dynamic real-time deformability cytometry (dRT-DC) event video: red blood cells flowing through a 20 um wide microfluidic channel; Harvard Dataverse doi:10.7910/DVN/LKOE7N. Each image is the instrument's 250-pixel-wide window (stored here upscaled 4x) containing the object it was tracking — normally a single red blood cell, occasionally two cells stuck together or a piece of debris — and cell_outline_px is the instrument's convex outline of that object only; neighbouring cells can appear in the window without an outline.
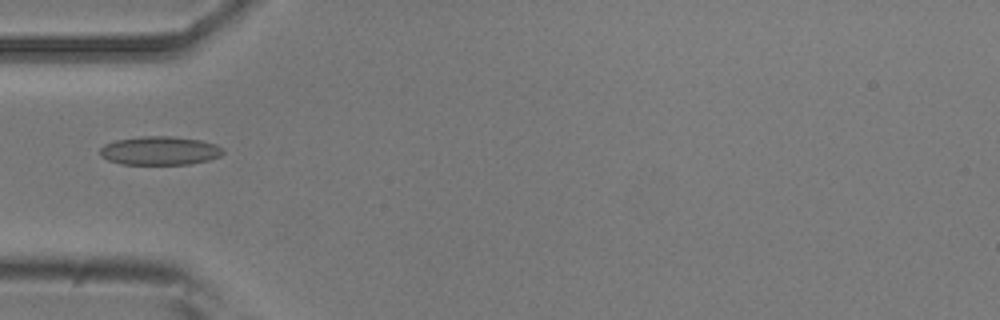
{"species": "common noctule bat (a hibernating species)", "species_latin": "Nyctalus noctula", "temperature_condition": "room temperature", "stored_images_in_passage": 31, "camera_frame_rate_fps": 3000, "um_per_image_px": 0.085, "animal": {"sex": "male", "body_mass_g": 20.5, "forearm_length_mm": 52.5}, "frame": {"image": 1, "passage_image": 1, "time_ms": 0.0, "image_size_px": [1000, 320], "cell_outline_px": [[224, 152], [220, 156], [208, 160], [188, 164], [120, 164], [108, 160], [100, 156], [100, 148], [104, 144], [116, 140], [140, 136], [168, 136], [200, 140], [216, 144], [224, 148]], "centroid_in_image_um": [13.57, 12.81], "position_along_channel_um": 71.4, "area_um2": 20.58}}
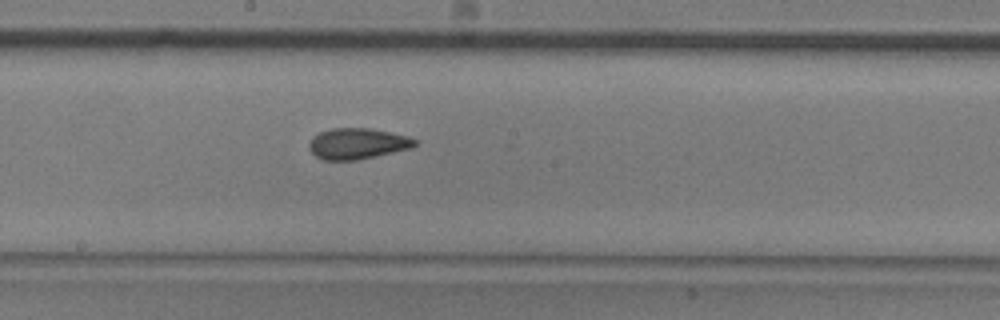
{"frame": {"image": 2, "passage_image": 12, "time_ms": 3.667, "image_size_px": [1000, 320], "cell_outline_px": [[416, 144], [412, 148], [356, 160], [324, 160], [316, 156], [308, 148], [308, 144], [312, 136], [320, 132], [332, 128], [372, 128], [408, 136], [416, 140]], "centroid_in_image_um": [30.36, 12.2], "position_along_channel_um": 217.8, "area_um2": 19.07}}
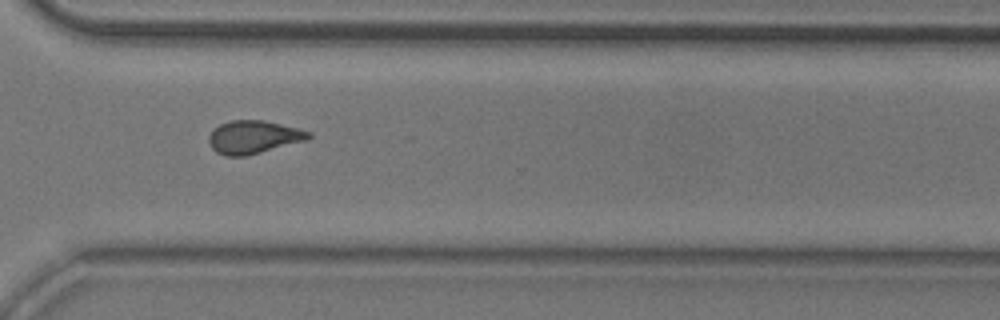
{"frame": {"image": 3, "passage_image": 22, "time_ms": 7.0, "image_size_px": [1000, 320], "cell_outline_px": [[312, 136], [308, 140], [244, 156], [224, 156], [216, 152], [212, 148], [208, 140], [208, 136], [220, 124], [232, 120], [264, 120], [312, 132]], "centroid_in_image_um": [21.56, 11.65], "position_along_channel_um": 349.0, "area_um2": 19.07}}